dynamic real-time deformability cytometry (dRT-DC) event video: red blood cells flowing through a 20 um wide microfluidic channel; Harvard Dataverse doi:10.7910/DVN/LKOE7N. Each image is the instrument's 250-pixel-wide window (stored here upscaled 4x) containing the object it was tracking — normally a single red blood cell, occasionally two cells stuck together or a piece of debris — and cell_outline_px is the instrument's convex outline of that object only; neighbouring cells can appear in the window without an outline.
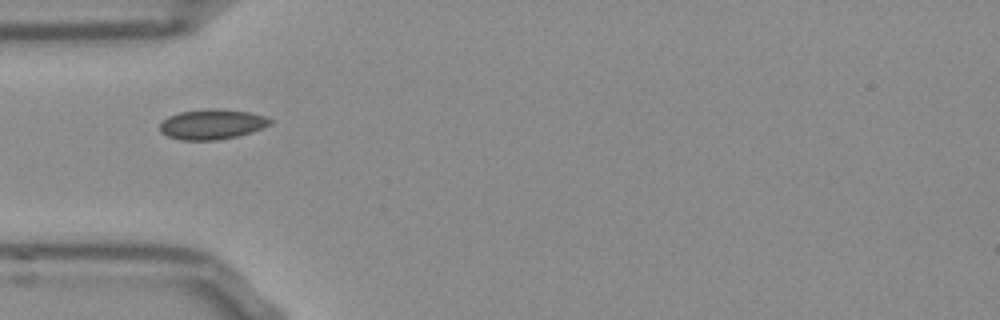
{"species": "Egyptian fruit bat (a non-hibernating species)", "species_latin": "Rousettus aegyptiacus", "temperature_condition": "room temperature", "stored_images_in_passage": 37, "camera_frame_rate_fps": 3000, "um_per_image_px": 0.085, "frame": {"image": 1, "passage_image": 1, "time_ms": 0.0, "image_size_px": [1000, 320], "cell_outline_px": [[272, 124], [264, 128], [252, 132], [236, 136], [216, 140], [180, 140], [168, 136], [160, 132], [160, 124], [168, 116], [180, 112], [208, 108], [220, 108], [248, 112], [268, 116], [272, 120]], "centroid_in_image_um": [18.06, 10.55], "position_along_channel_um": 66.9, "area_um2": 19.54}}
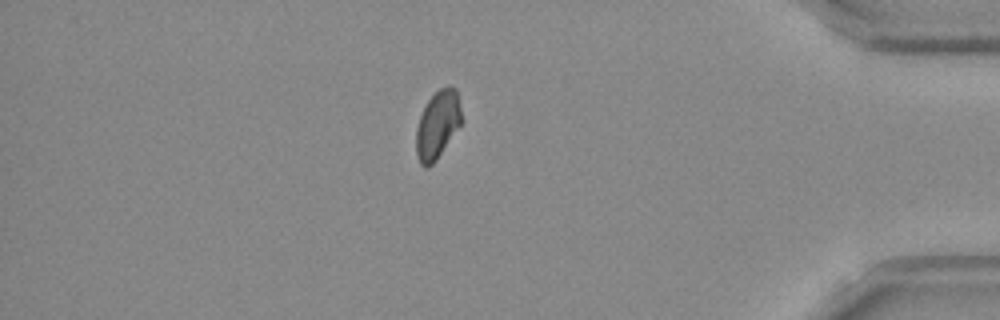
{"frame": {"image": 2, "passage_image": 30, "time_ms": 9.667, "image_size_px": [1000, 320], "cell_outline_px": [[464, 120], [436, 160], [432, 164], [424, 168], [420, 164], [416, 156], [416, 128], [420, 116], [428, 100], [440, 88], [456, 88]], "centroid_in_image_um": [37.2, 10.63], "position_along_channel_um": 398.0, "area_um2": 17.92}}
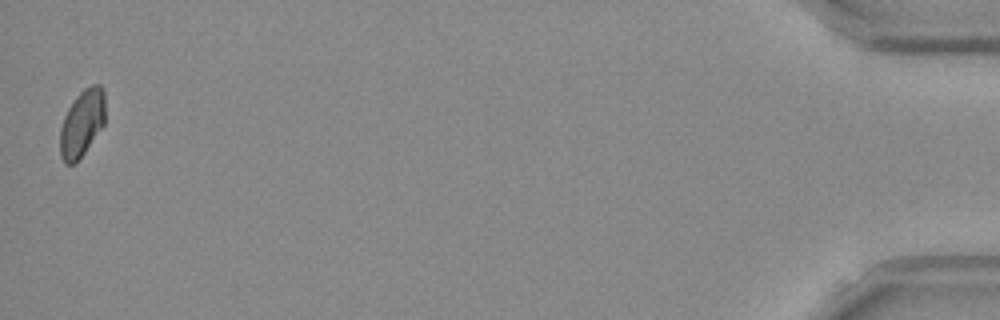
{"frame": {"image": 3, "passage_image": 37, "time_ms": 12.0, "image_size_px": [1000, 320], "cell_outline_px": [[104, 124], [84, 152], [72, 164], [64, 164], [60, 156], [60, 128], [64, 116], [68, 108], [76, 96], [84, 88], [92, 84], [100, 84], [104, 88]], "centroid_in_image_um": [6.96, 10.44], "position_along_channel_um": 428.2, "area_um2": 17.46}, "authors_computed_cell_mechanics": {"area_um2": 18.2648, "velocity_mm_per_s": 3.8279, "shape_relaxation_time_tau1_ms": null, "shape_relaxation_time_tau2_ms": 4.2222, "deformation_change_tau1": null, "deformation_change_tau2": 0.041}}